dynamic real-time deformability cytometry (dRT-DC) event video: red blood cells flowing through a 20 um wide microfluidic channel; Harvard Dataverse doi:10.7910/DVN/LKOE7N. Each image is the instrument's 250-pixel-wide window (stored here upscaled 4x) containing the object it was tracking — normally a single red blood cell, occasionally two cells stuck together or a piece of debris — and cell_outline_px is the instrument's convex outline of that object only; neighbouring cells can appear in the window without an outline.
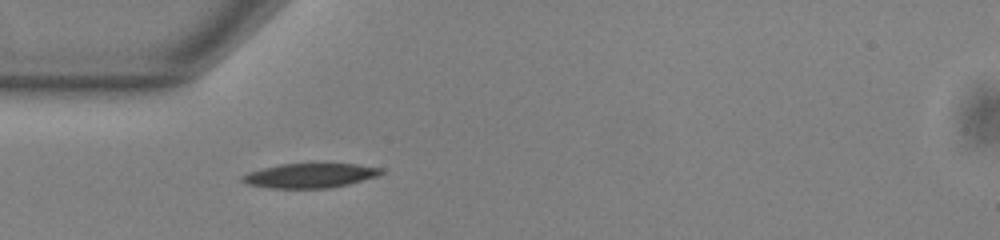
{"species": "common noctule bat (a hibernating species)", "species_latin": "Nyctalus noctula", "temperature_condition": "warm", "stored_images_in_passage": 38, "camera_frame_rate_fps": 3000, "um_per_image_px": 0.085, "animal": {"sex": "male", "body_mass_g": 13.0, "forearm_length_mm": 53.1}, "frame": {"image": 1, "passage_image": 1, "time_ms": 0.0, "image_size_px": [1000, 240], "cell_outline_px": [[384, 172], [376, 176], [348, 184], [328, 188], [268, 188], [248, 184], [240, 180], [240, 176], [248, 172], [280, 164], [356, 164], [384, 168]], "centroid_in_image_um": [26.33, 14.92], "position_along_channel_um": 58.7, "area_um2": 19.71}}
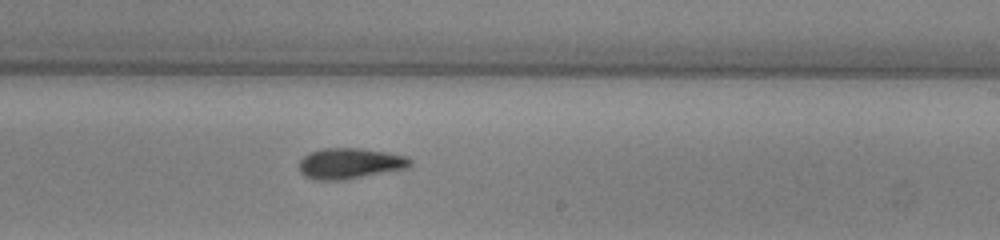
{"frame": {"image": 2, "passage_image": 17, "time_ms": 5.333, "image_size_px": [1000, 240], "cell_outline_px": [[412, 164], [408, 168], [348, 180], [312, 180], [304, 176], [300, 172], [300, 160], [308, 152], [320, 148], [360, 148], [408, 156], [412, 160]], "centroid_in_image_um": [29.74, 13.9], "position_along_channel_um": 259.3, "area_um2": 20.29}}
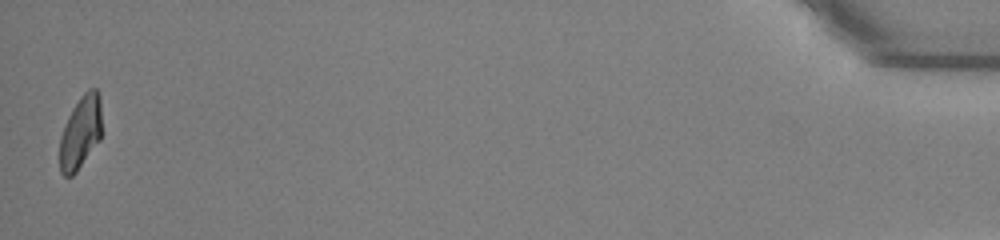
{"frame": {"image": 3, "passage_image": 38, "time_ms": 12.333, "image_size_px": [1000, 240], "cell_outline_px": [[100, 140], [76, 172], [72, 176], [64, 176], [60, 172], [60, 136], [64, 124], [72, 108], [80, 96], [88, 88], [96, 88], [100, 96]], "centroid_in_image_um": [6.83, 11.24], "position_along_channel_um": 428.4, "area_um2": 17.86}, "authors_computed_cell_mechanics": {"area_um2": 19.3052, "velocity_mm_per_s": 3.8217, "shape_relaxation_time_tau1_ms": 5.9607, "shape_relaxation_time_tau2_ms": 3.9091, "deformation_change_tau1": 0.1853, "deformation_change_tau2": 0.1231}}